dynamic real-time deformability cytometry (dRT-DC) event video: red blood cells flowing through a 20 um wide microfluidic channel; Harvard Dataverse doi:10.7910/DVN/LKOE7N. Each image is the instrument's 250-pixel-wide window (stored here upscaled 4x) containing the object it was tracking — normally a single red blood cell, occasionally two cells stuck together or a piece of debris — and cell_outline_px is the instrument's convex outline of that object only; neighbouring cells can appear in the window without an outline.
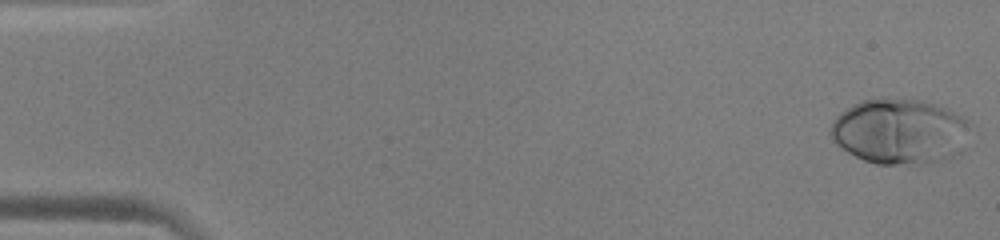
{"species": "human", "species_latin": "Homo sapiens", "temperature_condition": "warm", "stored_images_in_passage": 52, "camera_frame_rate_fps": 3000, "um_per_image_px": 0.085, "donor": {"sex": "male"}, "frame": {"image": 1, "passage_image": 1, "time_ms": 0.0, "image_size_px": [1000, 240], "cell_outline_px": [[968, 120], [964, 152], [940, 160], [924, 164], [876, 164], [864, 160], [840, 148], [836, 144], [828, 132], [832, 120], [840, 112], [852, 104], [864, 100], [920, 100], [944, 108]], "centroid_in_image_um": [76.43, 11.2], "position_along_channel_um": 8.6, "area_um2": 52.71}}
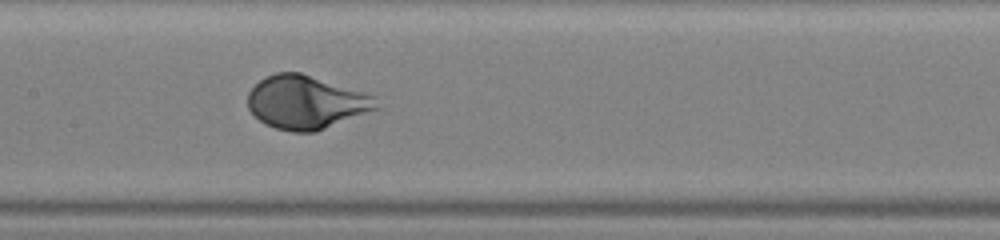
{"frame": {"image": 2, "passage_image": 26, "time_ms": 8.333, "image_size_px": [1000, 240], "cell_outline_px": [[380, 108], [316, 132], [292, 132], [276, 128], [264, 124], [248, 108], [248, 92], [264, 76], [276, 72], [300, 72], [376, 96]], "centroid_in_image_um": [26.02, 8.7], "position_along_channel_um": 181.4, "area_um2": 40.06}}
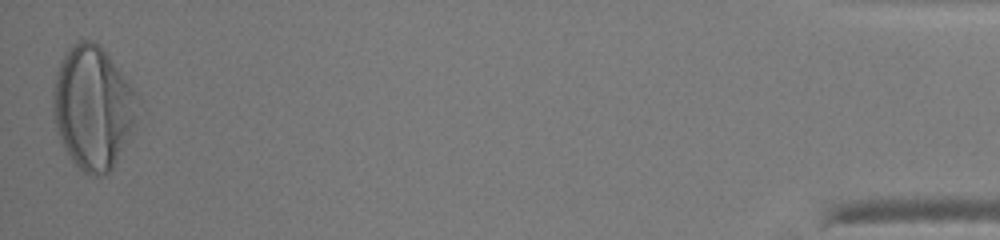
{"frame": {"image": 3, "passage_image": 52, "time_ms": 17.0, "image_size_px": [1000, 240], "cell_outline_px": [[140, 100], [132, 124], [112, 168], [108, 172], [96, 176], [88, 176], [72, 160], [64, 148], [60, 140], [52, 112], [52, 96], [56, 76], [60, 60], [68, 48], [72, 44], [80, 40], [92, 40], [108, 56], [136, 92]], "centroid_in_image_um": [7.84, 9.12], "position_along_channel_um": 427.4, "area_um2": 59.42}, "authors_computed_cell_mechanics": {"area_um2": 43.639, "velocity_mm_per_s": 3.8957, "shape_relaxation_time_tau1_ms": 2.2144, "shape_relaxation_time_tau2_ms": null, "deformation_change_tau1": 0.2037, "deformation_change_tau2": null}}